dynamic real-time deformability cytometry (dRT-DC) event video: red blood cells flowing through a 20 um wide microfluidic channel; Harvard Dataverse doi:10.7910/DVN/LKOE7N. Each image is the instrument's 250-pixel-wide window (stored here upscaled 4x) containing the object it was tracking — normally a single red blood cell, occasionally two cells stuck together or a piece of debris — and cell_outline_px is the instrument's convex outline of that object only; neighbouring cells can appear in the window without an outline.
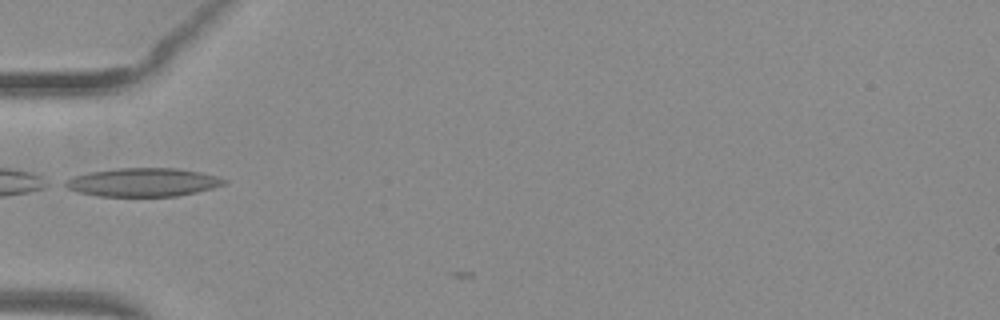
{"species": "common noctule bat (a hibernating species)", "species_latin": "Nyctalus noctula", "temperature_condition": "warm", "stored_images_in_passage": 4, "camera_frame_rate_fps": 3000, "um_per_image_px": 0.085, "animal": {"sex": "female", "body_mass_g": 29.2, "forearm_length_mm": 56.3}, "frame": {"image": 1, "passage_image": 3, "time_ms": 0.667, "image_size_px": [1000, 320], "cell_outline_px": [[228, 180], [224, 184], [212, 188], [196, 192], [176, 196], [100, 196], [76, 192], [60, 184], [64, 180], [72, 176], [88, 172], [116, 168], [176, 168], [200, 172], [216, 176]], "centroid_in_image_um": [12.08, 15.49], "position_along_channel_um": 72.9, "area_um2": 26.47}}